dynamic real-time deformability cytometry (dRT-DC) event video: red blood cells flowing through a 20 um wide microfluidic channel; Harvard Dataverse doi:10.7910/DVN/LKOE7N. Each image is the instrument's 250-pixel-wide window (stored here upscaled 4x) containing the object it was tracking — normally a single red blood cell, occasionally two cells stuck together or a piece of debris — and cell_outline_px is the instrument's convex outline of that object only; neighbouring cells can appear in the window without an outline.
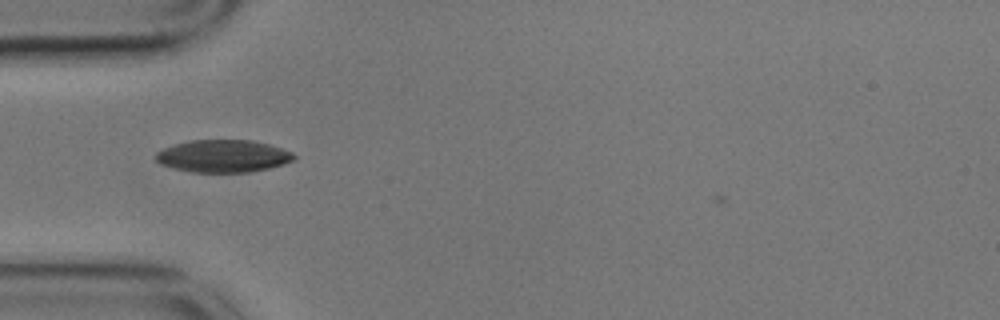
{"species": "common noctule bat (a hibernating species)", "species_latin": "Nyctalus noctula", "temperature_condition": "cold", "stored_images_in_passage": 36, "camera_frame_rate_fps": 3000, "um_per_image_px": 0.085, "animal": {"sex": "male", "body_mass_g": 17.9}, "frame": {"image": 1, "passage_image": 1, "time_ms": 0.0, "image_size_px": [1000, 320], "cell_outline_px": [[296, 156], [292, 160], [284, 164], [252, 172], [192, 172], [172, 168], [160, 164], [156, 160], [156, 152], [164, 148], [176, 144], [192, 140], [252, 140], [268, 144], [292, 152]], "centroid_in_image_um": [18.96, 13.27], "position_along_channel_um": 66.0, "area_um2": 26.01}}
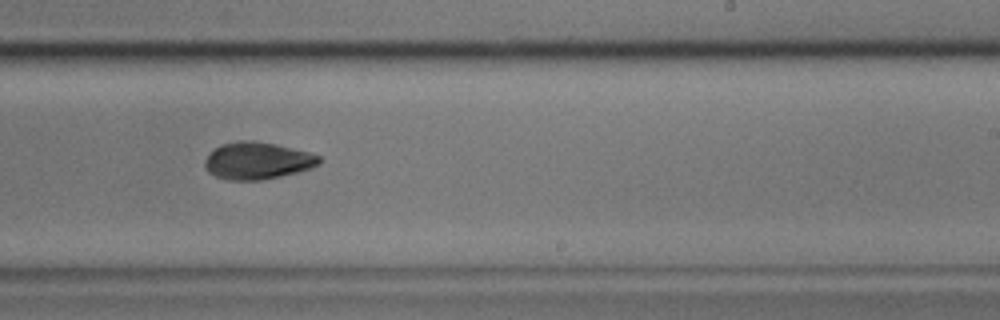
{"frame": {"image": 2, "passage_image": 18, "time_ms": 5.667, "image_size_px": [1000, 320], "cell_outline_px": [[320, 164], [312, 168], [264, 180], [228, 180], [216, 176], [208, 172], [204, 164], [204, 160], [220, 144], [240, 140], [256, 140], [276, 144], [308, 152], [320, 156]], "centroid_in_image_um": [21.88, 13.66], "position_along_channel_um": 267.1, "area_um2": 24.74}}
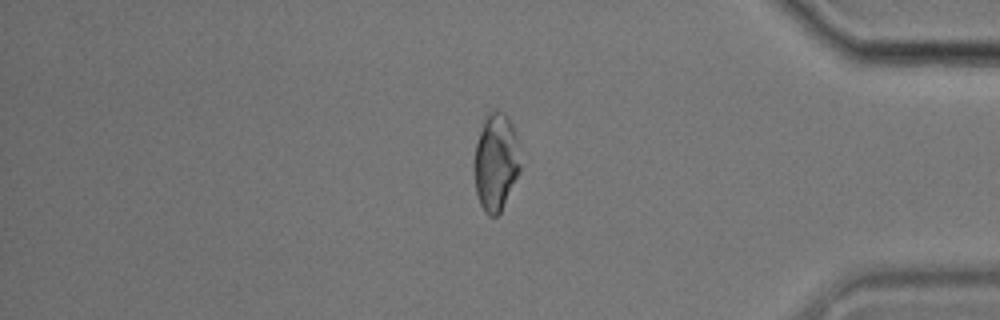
{"frame": {"image": 3, "passage_image": 31, "time_ms": 10.0, "image_size_px": [1000, 320], "cell_outline_px": [[520, 172], [500, 212], [496, 216], [488, 216], [484, 212], [480, 204], [476, 192], [472, 168], [472, 164], [476, 144], [484, 120], [488, 112], [492, 108], [496, 108], [504, 112], [508, 116], [512, 124], [520, 144]], "centroid_in_image_um": [42.15, 13.74], "position_along_channel_um": 393.1, "area_um2": 26.93}}